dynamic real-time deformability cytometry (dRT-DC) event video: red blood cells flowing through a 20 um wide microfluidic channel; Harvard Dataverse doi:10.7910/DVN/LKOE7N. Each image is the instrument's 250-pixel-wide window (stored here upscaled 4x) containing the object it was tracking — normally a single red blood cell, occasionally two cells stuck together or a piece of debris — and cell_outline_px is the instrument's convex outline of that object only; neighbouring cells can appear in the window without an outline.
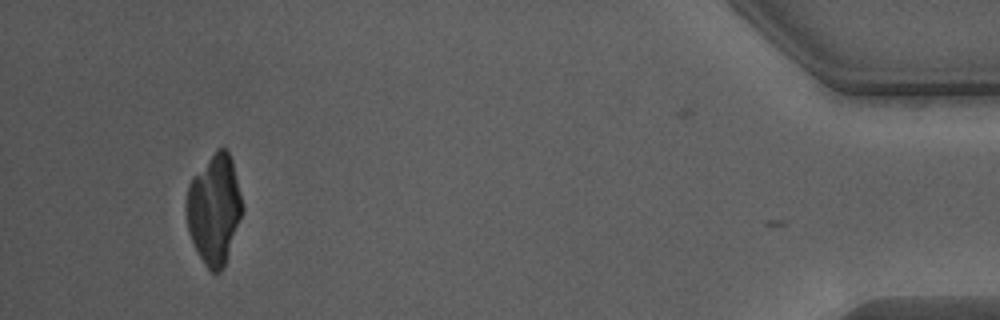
{"species": "Egyptian fruit bat (a non-hibernating species)", "species_latin": "Rousettus aegyptiacus", "temperature_condition": "warm", "stored_images_in_passage": 42, "camera_frame_rate_fps": 3000, "um_per_image_px": 0.085, "animal": {"sex": "male"}, "frame": {"image": 1, "passage_image": 41, "time_ms": 13.333, "image_size_px": [1000, 320], "cell_outline_px": [[244, 208], [228, 256], [220, 272], [212, 272], [204, 264], [188, 232], [184, 208], [184, 204], [188, 184], [216, 148], [224, 148], [228, 152], [232, 160]], "centroid_in_image_um": [18.19, 17.78], "position_along_channel_um": 417.0, "area_um2": 35.78}}